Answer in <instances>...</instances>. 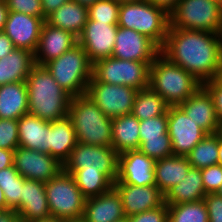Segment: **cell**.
Instances as JSON below:
<instances>
[{
    "mask_svg": "<svg viewBox=\"0 0 222 222\" xmlns=\"http://www.w3.org/2000/svg\"><path fill=\"white\" fill-rule=\"evenodd\" d=\"M161 54L200 83L216 79L222 58V34L168 28Z\"/></svg>",
    "mask_w": 222,
    "mask_h": 222,
    "instance_id": "obj_1",
    "label": "cell"
},
{
    "mask_svg": "<svg viewBox=\"0 0 222 222\" xmlns=\"http://www.w3.org/2000/svg\"><path fill=\"white\" fill-rule=\"evenodd\" d=\"M28 113L52 122L68 115L71 96L45 66L35 64L27 79Z\"/></svg>",
    "mask_w": 222,
    "mask_h": 222,
    "instance_id": "obj_2",
    "label": "cell"
},
{
    "mask_svg": "<svg viewBox=\"0 0 222 222\" xmlns=\"http://www.w3.org/2000/svg\"><path fill=\"white\" fill-rule=\"evenodd\" d=\"M149 87L169 106H179L202 87V83L160 53L150 65Z\"/></svg>",
    "mask_w": 222,
    "mask_h": 222,
    "instance_id": "obj_3",
    "label": "cell"
},
{
    "mask_svg": "<svg viewBox=\"0 0 222 222\" xmlns=\"http://www.w3.org/2000/svg\"><path fill=\"white\" fill-rule=\"evenodd\" d=\"M68 116L72 120L78 143L112 146V119L86 94L71 98Z\"/></svg>",
    "mask_w": 222,
    "mask_h": 222,
    "instance_id": "obj_4",
    "label": "cell"
},
{
    "mask_svg": "<svg viewBox=\"0 0 222 222\" xmlns=\"http://www.w3.org/2000/svg\"><path fill=\"white\" fill-rule=\"evenodd\" d=\"M118 26L149 37L161 48L170 26V16L164 9L146 0L121 2Z\"/></svg>",
    "mask_w": 222,
    "mask_h": 222,
    "instance_id": "obj_5",
    "label": "cell"
},
{
    "mask_svg": "<svg viewBox=\"0 0 222 222\" xmlns=\"http://www.w3.org/2000/svg\"><path fill=\"white\" fill-rule=\"evenodd\" d=\"M44 66L71 97L86 94L87 85L92 78L93 63L81 45L76 44Z\"/></svg>",
    "mask_w": 222,
    "mask_h": 222,
    "instance_id": "obj_6",
    "label": "cell"
},
{
    "mask_svg": "<svg viewBox=\"0 0 222 222\" xmlns=\"http://www.w3.org/2000/svg\"><path fill=\"white\" fill-rule=\"evenodd\" d=\"M45 191L51 217L68 222L82 220L86 198L70 173L61 170L45 183Z\"/></svg>",
    "mask_w": 222,
    "mask_h": 222,
    "instance_id": "obj_7",
    "label": "cell"
},
{
    "mask_svg": "<svg viewBox=\"0 0 222 222\" xmlns=\"http://www.w3.org/2000/svg\"><path fill=\"white\" fill-rule=\"evenodd\" d=\"M169 16L170 27L222 34V8L211 0H180Z\"/></svg>",
    "mask_w": 222,
    "mask_h": 222,
    "instance_id": "obj_8",
    "label": "cell"
},
{
    "mask_svg": "<svg viewBox=\"0 0 222 222\" xmlns=\"http://www.w3.org/2000/svg\"><path fill=\"white\" fill-rule=\"evenodd\" d=\"M92 77L97 82L125 85L137 90L146 89L149 87L150 65L110 56L93 63Z\"/></svg>",
    "mask_w": 222,
    "mask_h": 222,
    "instance_id": "obj_9",
    "label": "cell"
},
{
    "mask_svg": "<svg viewBox=\"0 0 222 222\" xmlns=\"http://www.w3.org/2000/svg\"><path fill=\"white\" fill-rule=\"evenodd\" d=\"M119 153L111 146H94L77 143L64 162L63 169L101 171L113 184L118 173Z\"/></svg>",
    "mask_w": 222,
    "mask_h": 222,
    "instance_id": "obj_10",
    "label": "cell"
},
{
    "mask_svg": "<svg viewBox=\"0 0 222 222\" xmlns=\"http://www.w3.org/2000/svg\"><path fill=\"white\" fill-rule=\"evenodd\" d=\"M139 90L125 85L97 82L93 77L87 85L86 95L109 118L131 114Z\"/></svg>",
    "mask_w": 222,
    "mask_h": 222,
    "instance_id": "obj_11",
    "label": "cell"
},
{
    "mask_svg": "<svg viewBox=\"0 0 222 222\" xmlns=\"http://www.w3.org/2000/svg\"><path fill=\"white\" fill-rule=\"evenodd\" d=\"M167 130L173 155L180 156H187L207 135L179 106H169Z\"/></svg>",
    "mask_w": 222,
    "mask_h": 222,
    "instance_id": "obj_12",
    "label": "cell"
},
{
    "mask_svg": "<svg viewBox=\"0 0 222 222\" xmlns=\"http://www.w3.org/2000/svg\"><path fill=\"white\" fill-rule=\"evenodd\" d=\"M13 166L23 178L43 183L63 170V164L48 153L22 147L14 150Z\"/></svg>",
    "mask_w": 222,
    "mask_h": 222,
    "instance_id": "obj_13",
    "label": "cell"
},
{
    "mask_svg": "<svg viewBox=\"0 0 222 222\" xmlns=\"http://www.w3.org/2000/svg\"><path fill=\"white\" fill-rule=\"evenodd\" d=\"M160 53L161 48L149 37L133 29L118 27L112 57L151 65Z\"/></svg>",
    "mask_w": 222,
    "mask_h": 222,
    "instance_id": "obj_14",
    "label": "cell"
},
{
    "mask_svg": "<svg viewBox=\"0 0 222 222\" xmlns=\"http://www.w3.org/2000/svg\"><path fill=\"white\" fill-rule=\"evenodd\" d=\"M118 27V24L87 20L78 37V44L84 48L92 63L112 56Z\"/></svg>",
    "mask_w": 222,
    "mask_h": 222,
    "instance_id": "obj_15",
    "label": "cell"
},
{
    "mask_svg": "<svg viewBox=\"0 0 222 222\" xmlns=\"http://www.w3.org/2000/svg\"><path fill=\"white\" fill-rule=\"evenodd\" d=\"M155 160L139 150H128L118 156V173L115 183L135 186L155 185Z\"/></svg>",
    "mask_w": 222,
    "mask_h": 222,
    "instance_id": "obj_16",
    "label": "cell"
},
{
    "mask_svg": "<svg viewBox=\"0 0 222 222\" xmlns=\"http://www.w3.org/2000/svg\"><path fill=\"white\" fill-rule=\"evenodd\" d=\"M44 22L41 17L9 11L3 31L11 39L15 48L35 53Z\"/></svg>",
    "mask_w": 222,
    "mask_h": 222,
    "instance_id": "obj_17",
    "label": "cell"
},
{
    "mask_svg": "<svg viewBox=\"0 0 222 222\" xmlns=\"http://www.w3.org/2000/svg\"><path fill=\"white\" fill-rule=\"evenodd\" d=\"M113 187L121 196L126 217L156 209L165 203L164 194L156 185L135 186L124 183H114Z\"/></svg>",
    "mask_w": 222,
    "mask_h": 222,
    "instance_id": "obj_18",
    "label": "cell"
},
{
    "mask_svg": "<svg viewBox=\"0 0 222 222\" xmlns=\"http://www.w3.org/2000/svg\"><path fill=\"white\" fill-rule=\"evenodd\" d=\"M78 44V38L68 31L44 22L38 47L34 53L35 64L44 66Z\"/></svg>",
    "mask_w": 222,
    "mask_h": 222,
    "instance_id": "obj_19",
    "label": "cell"
},
{
    "mask_svg": "<svg viewBox=\"0 0 222 222\" xmlns=\"http://www.w3.org/2000/svg\"><path fill=\"white\" fill-rule=\"evenodd\" d=\"M16 212L21 222H38L51 218L45 183L25 179L22 185L21 205Z\"/></svg>",
    "mask_w": 222,
    "mask_h": 222,
    "instance_id": "obj_20",
    "label": "cell"
},
{
    "mask_svg": "<svg viewBox=\"0 0 222 222\" xmlns=\"http://www.w3.org/2000/svg\"><path fill=\"white\" fill-rule=\"evenodd\" d=\"M126 217L122 199L118 191L112 187L101 195L87 198L85 201L83 222H115Z\"/></svg>",
    "mask_w": 222,
    "mask_h": 222,
    "instance_id": "obj_21",
    "label": "cell"
},
{
    "mask_svg": "<svg viewBox=\"0 0 222 222\" xmlns=\"http://www.w3.org/2000/svg\"><path fill=\"white\" fill-rule=\"evenodd\" d=\"M179 107L207 134L218 133L219 121L215 113L214 102L203 86Z\"/></svg>",
    "mask_w": 222,
    "mask_h": 222,
    "instance_id": "obj_22",
    "label": "cell"
},
{
    "mask_svg": "<svg viewBox=\"0 0 222 222\" xmlns=\"http://www.w3.org/2000/svg\"><path fill=\"white\" fill-rule=\"evenodd\" d=\"M50 122L25 114L18 119L19 147L49 154Z\"/></svg>",
    "mask_w": 222,
    "mask_h": 222,
    "instance_id": "obj_23",
    "label": "cell"
},
{
    "mask_svg": "<svg viewBox=\"0 0 222 222\" xmlns=\"http://www.w3.org/2000/svg\"><path fill=\"white\" fill-rule=\"evenodd\" d=\"M77 143L76 132L68 115L50 122L49 155L64 164Z\"/></svg>",
    "mask_w": 222,
    "mask_h": 222,
    "instance_id": "obj_24",
    "label": "cell"
},
{
    "mask_svg": "<svg viewBox=\"0 0 222 222\" xmlns=\"http://www.w3.org/2000/svg\"><path fill=\"white\" fill-rule=\"evenodd\" d=\"M191 165L187 156L172 155L155 161V185L165 195L170 188L183 180Z\"/></svg>",
    "mask_w": 222,
    "mask_h": 222,
    "instance_id": "obj_25",
    "label": "cell"
},
{
    "mask_svg": "<svg viewBox=\"0 0 222 222\" xmlns=\"http://www.w3.org/2000/svg\"><path fill=\"white\" fill-rule=\"evenodd\" d=\"M35 65L34 53L21 48H14L0 59V86L25 81Z\"/></svg>",
    "mask_w": 222,
    "mask_h": 222,
    "instance_id": "obj_26",
    "label": "cell"
},
{
    "mask_svg": "<svg viewBox=\"0 0 222 222\" xmlns=\"http://www.w3.org/2000/svg\"><path fill=\"white\" fill-rule=\"evenodd\" d=\"M88 20V8L70 0L46 17V22L54 27L70 32L77 38Z\"/></svg>",
    "mask_w": 222,
    "mask_h": 222,
    "instance_id": "obj_27",
    "label": "cell"
},
{
    "mask_svg": "<svg viewBox=\"0 0 222 222\" xmlns=\"http://www.w3.org/2000/svg\"><path fill=\"white\" fill-rule=\"evenodd\" d=\"M28 113V89L25 81L0 86V118L18 120Z\"/></svg>",
    "mask_w": 222,
    "mask_h": 222,
    "instance_id": "obj_28",
    "label": "cell"
},
{
    "mask_svg": "<svg viewBox=\"0 0 222 222\" xmlns=\"http://www.w3.org/2000/svg\"><path fill=\"white\" fill-rule=\"evenodd\" d=\"M202 181L201 169L191 167L182 181L169 189L164 195L167 205L198 202L206 196Z\"/></svg>",
    "mask_w": 222,
    "mask_h": 222,
    "instance_id": "obj_29",
    "label": "cell"
},
{
    "mask_svg": "<svg viewBox=\"0 0 222 222\" xmlns=\"http://www.w3.org/2000/svg\"><path fill=\"white\" fill-rule=\"evenodd\" d=\"M140 120L133 114L112 119V147L120 154L128 150H138Z\"/></svg>",
    "mask_w": 222,
    "mask_h": 222,
    "instance_id": "obj_30",
    "label": "cell"
},
{
    "mask_svg": "<svg viewBox=\"0 0 222 222\" xmlns=\"http://www.w3.org/2000/svg\"><path fill=\"white\" fill-rule=\"evenodd\" d=\"M168 109L169 105L162 96L148 87L137 92L131 114L143 121L166 114Z\"/></svg>",
    "mask_w": 222,
    "mask_h": 222,
    "instance_id": "obj_31",
    "label": "cell"
},
{
    "mask_svg": "<svg viewBox=\"0 0 222 222\" xmlns=\"http://www.w3.org/2000/svg\"><path fill=\"white\" fill-rule=\"evenodd\" d=\"M70 173L73 179L82 192V195L87 199L101 195L109 191L113 187V183L99 170L85 171V169H63Z\"/></svg>",
    "mask_w": 222,
    "mask_h": 222,
    "instance_id": "obj_32",
    "label": "cell"
},
{
    "mask_svg": "<svg viewBox=\"0 0 222 222\" xmlns=\"http://www.w3.org/2000/svg\"><path fill=\"white\" fill-rule=\"evenodd\" d=\"M219 134H207L187 155L191 167L203 169L218 164Z\"/></svg>",
    "mask_w": 222,
    "mask_h": 222,
    "instance_id": "obj_33",
    "label": "cell"
},
{
    "mask_svg": "<svg viewBox=\"0 0 222 222\" xmlns=\"http://www.w3.org/2000/svg\"><path fill=\"white\" fill-rule=\"evenodd\" d=\"M168 206V222H209L208 210L203 200Z\"/></svg>",
    "mask_w": 222,
    "mask_h": 222,
    "instance_id": "obj_34",
    "label": "cell"
},
{
    "mask_svg": "<svg viewBox=\"0 0 222 222\" xmlns=\"http://www.w3.org/2000/svg\"><path fill=\"white\" fill-rule=\"evenodd\" d=\"M23 178L14 166L0 170V186L7 206L16 210L21 205Z\"/></svg>",
    "mask_w": 222,
    "mask_h": 222,
    "instance_id": "obj_35",
    "label": "cell"
},
{
    "mask_svg": "<svg viewBox=\"0 0 222 222\" xmlns=\"http://www.w3.org/2000/svg\"><path fill=\"white\" fill-rule=\"evenodd\" d=\"M120 2L98 0L88 8V19L108 24H118Z\"/></svg>",
    "mask_w": 222,
    "mask_h": 222,
    "instance_id": "obj_36",
    "label": "cell"
},
{
    "mask_svg": "<svg viewBox=\"0 0 222 222\" xmlns=\"http://www.w3.org/2000/svg\"><path fill=\"white\" fill-rule=\"evenodd\" d=\"M138 150L155 161L173 155L171 138L168 134L161 138L140 139Z\"/></svg>",
    "mask_w": 222,
    "mask_h": 222,
    "instance_id": "obj_37",
    "label": "cell"
},
{
    "mask_svg": "<svg viewBox=\"0 0 222 222\" xmlns=\"http://www.w3.org/2000/svg\"><path fill=\"white\" fill-rule=\"evenodd\" d=\"M168 112L166 114L140 121V139L161 138L167 133Z\"/></svg>",
    "mask_w": 222,
    "mask_h": 222,
    "instance_id": "obj_38",
    "label": "cell"
},
{
    "mask_svg": "<svg viewBox=\"0 0 222 222\" xmlns=\"http://www.w3.org/2000/svg\"><path fill=\"white\" fill-rule=\"evenodd\" d=\"M19 147L18 120L0 118V148L15 150Z\"/></svg>",
    "mask_w": 222,
    "mask_h": 222,
    "instance_id": "obj_39",
    "label": "cell"
},
{
    "mask_svg": "<svg viewBox=\"0 0 222 222\" xmlns=\"http://www.w3.org/2000/svg\"><path fill=\"white\" fill-rule=\"evenodd\" d=\"M9 11L20 12L34 17H41L46 21L44 16L41 0H5Z\"/></svg>",
    "mask_w": 222,
    "mask_h": 222,
    "instance_id": "obj_40",
    "label": "cell"
},
{
    "mask_svg": "<svg viewBox=\"0 0 222 222\" xmlns=\"http://www.w3.org/2000/svg\"><path fill=\"white\" fill-rule=\"evenodd\" d=\"M206 194L217 193L222 184V166L219 164L201 169Z\"/></svg>",
    "mask_w": 222,
    "mask_h": 222,
    "instance_id": "obj_41",
    "label": "cell"
},
{
    "mask_svg": "<svg viewBox=\"0 0 222 222\" xmlns=\"http://www.w3.org/2000/svg\"><path fill=\"white\" fill-rule=\"evenodd\" d=\"M128 222H168V206L164 203L156 209L128 216Z\"/></svg>",
    "mask_w": 222,
    "mask_h": 222,
    "instance_id": "obj_42",
    "label": "cell"
},
{
    "mask_svg": "<svg viewBox=\"0 0 222 222\" xmlns=\"http://www.w3.org/2000/svg\"><path fill=\"white\" fill-rule=\"evenodd\" d=\"M208 210L209 222H222V196L210 193L204 197Z\"/></svg>",
    "mask_w": 222,
    "mask_h": 222,
    "instance_id": "obj_43",
    "label": "cell"
},
{
    "mask_svg": "<svg viewBox=\"0 0 222 222\" xmlns=\"http://www.w3.org/2000/svg\"><path fill=\"white\" fill-rule=\"evenodd\" d=\"M202 86L211 95L218 121L222 122V84L213 79L203 83Z\"/></svg>",
    "mask_w": 222,
    "mask_h": 222,
    "instance_id": "obj_44",
    "label": "cell"
},
{
    "mask_svg": "<svg viewBox=\"0 0 222 222\" xmlns=\"http://www.w3.org/2000/svg\"><path fill=\"white\" fill-rule=\"evenodd\" d=\"M15 46L4 31H0V59L14 50Z\"/></svg>",
    "mask_w": 222,
    "mask_h": 222,
    "instance_id": "obj_45",
    "label": "cell"
},
{
    "mask_svg": "<svg viewBox=\"0 0 222 222\" xmlns=\"http://www.w3.org/2000/svg\"><path fill=\"white\" fill-rule=\"evenodd\" d=\"M68 1L70 0H41L44 16L47 17Z\"/></svg>",
    "mask_w": 222,
    "mask_h": 222,
    "instance_id": "obj_46",
    "label": "cell"
},
{
    "mask_svg": "<svg viewBox=\"0 0 222 222\" xmlns=\"http://www.w3.org/2000/svg\"><path fill=\"white\" fill-rule=\"evenodd\" d=\"M149 3L164 9L168 14H170L177 6L180 0H146Z\"/></svg>",
    "mask_w": 222,
    "mask_h": 222,
    "instance_id": "obj_47",
    "label": "cell"
},
{
    "mask_svg": "<svg viewBox=\"0 0 222 222\" xmlns=\"http://www.w3.org/2000/svg\"><path fill=\"white\" fill-rule=\"evenodd\" d=\"M13 150H6L0 148V170L13 166Z\"/></svg>",
    "mask_w": 222,
    "mask_h": 222,
    "instance_id": "obj_48",
    "label": "cell"
},
{
    "mask_svg": "<svg viewBox=\"0 0 222 222\" xmlns=\"http://www.w3.org/2000/svg\"><path fill=\"white\" fill-rule=\"evenodd\" d=\"M0 222H21L14 209L0 210Z\"/></svg>",
    "mask_w": 222,
    "mask_h": 222,
    "instance_id": "obj_49",
    "label": "cell"
},
{
    "mask_svg": "<svg viewBox=\"0 0 222 222\" xmlns=\"http://www.w3.org/2000/svg\"><path fill=\"white\" fill-rule=\"evenodd\" d=\"M9 9L5 0H0V31L4 30V26L8 17Z\"/></svg>",
    "mask_w": 222,
    "mask_h": 222,
    "instance_id": "obj_50",
    "label": "cell"
},
{
    "mask_svg": "<svg viewBox=\"0 0 222 222\" xmlns=\"http://www.w3.org/2000/svg\"><path fill=\"white\" fill-rule=\"evenodd\" d=\"M7 209H10V208L7 206L4 193L0 186V210H7Z\"/></svg>",
    "mask_w": 222,
    "mask_h": 222,
    "instance_id": "obj_51",
    "label": "cell"
},
{
    "mask_svg": "<svg viewBox=\"0 0 222 222\" xmlns=\"http://www.w3.org/2000/svg\"><path fill=\"white\" fill-rule=\"evenodd\" d=\"M76 1L79 4H82L83 6L89 8L92 4H94L98 0H73Z\"/></svg>",
    "mask_w": 222,
    "mask_h": 222,
    "instance_id": "obj_52",
    "label": "cell"
},
{
    "mask_svg": "<svg viewBox=\"0 0 222 222\" xmlns=\"http://www.w3.org/2000/svg\"><path fill=\"white\" fill-rule=\"evenodd\" d=\"M218 164L222 166V138L219 136Z\"/></svg>",
    "mask_w": 222,
    "mask_h": 222,
    "instance_id": "obj_53",
    "label": "cell"
},
{
    "mask_svg": "<svg viewBox=\"0 0 222 222\" xmlns=\"http://www.w3.org/2000/svg\"><path fill=\"white\" fill-rule=\"evenodd\" d=\"M216 80L222 84V58H221L218 74L216 76Z\"/></svg>",
    "mask_w": 222,
    "mask_h": 222,
    "instance_id": "obj_54",
    "label": "cell"
},
{
    "mask_svg": "<svg viewBox=\"0 0 222 222\" xmlns=\"http://www.w3.org/2000/svg\"><path fill=\"white\" fill-rule=\"evenodd\" d=\"M38 222H68L67 220H64V219H59V218H48V219H45L43 221H38Z\"/></svg>",
    "mask_w": 222,
    "mask_h": 222,
    "instance_id": "obj_55",
    "label": "cell"
},
{
    "mask_svg": "<svg viewBox=\"0 0 222 222\" xmlns=\"http://www.w3.org/2000/svg\"><path fill=\"white\" fill-rule=\"evenodd\" d=\"M218 134L222 138V122H219Z\"/></svg>",
    "mask_w": 222,
    "mask_h": 222,
    "instance_id": "obj_56",
    "label": "cell"
},
{
    "mask_svg": "<svg viewBox=\"0 0 222 222\" xmlns=\"http://www.w3.org/2000/svg\"><path fill=\"white\" fill-rule=\"evenodd\" d=\"M211 1L216 3L218 6L222 8V0H211Z\"/></svg>",
    "mask_w": 222,
    "mask_h": 222,
    "instance_id": "obj_57",
    "label": "cell"
},
{
    "mask_svg": "<svg viewBox=\"0 0 222 222\" xmlns=\"http://www.w3.org/2000/svg\"><path fill=\"white\" fill-rule=\"evenodd\" d=\"M114 1L121 3V2L142 1V0H114Z\"/></svg>",
    "mask_w": 222,
    "mask_h": 222,
    "instance_id": "obj_58",
    "label": "cell"
},
{
    "mask_svg": "<svg viewBox=\"0 0 222 222\" xmlns=\"http://www.w3.org/2000/svg\"><path fill=\"white\" fill-rule=\"evenodd\" d=\"M115 222H128V217H124V218L119 219V220H117Z\"/></svg>",
    "mask_w": 222,
    "mask_h": 222,
    "instance_id": "obj_59",
    "label": "cell"
},
{
    "mask_svg": "<svg viewBox=\"0 0 222 222\" xmlns=\"http://www.w3.org/2000/svg\"><path fill=\"white\" fill-rule=\"evenodd\" d=\"M217 194L221 195L222 196V184H221V187L219 188Z\"/></svg>",
    "mask_w": 222,
    "mask_h": 222,
    "instance_id": "obj_60",
    "label": "cell"
}]
</instances>
